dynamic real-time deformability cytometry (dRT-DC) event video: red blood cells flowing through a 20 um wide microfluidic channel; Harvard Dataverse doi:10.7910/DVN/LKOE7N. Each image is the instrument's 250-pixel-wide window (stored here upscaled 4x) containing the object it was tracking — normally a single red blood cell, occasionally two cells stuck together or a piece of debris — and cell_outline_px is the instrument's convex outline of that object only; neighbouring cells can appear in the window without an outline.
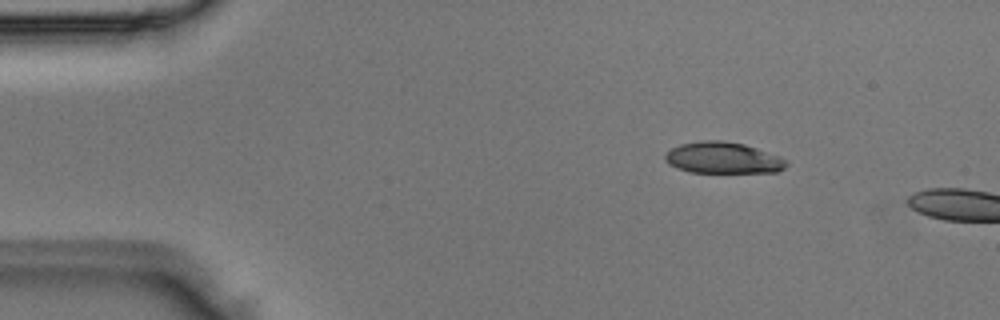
{"species": "Egyptian fruit bat (a non-hibernating species)", "species_latin": "Rousettus aegyptiacus", "temperature_condition": "room temperature", "stored_images_in_passage": 3, "camera_frame_rate_fps": 3000, "um_per_image_px": 0.085, "animal": {"sex": "male"}, "frame": {"image": 1, "passage_image": 1, "time_ms": 0.0, "image_size_px": [1000, 320], "cell_outline_px": [[788, 164], [784, 168], [776, 172], [688, 172], [676, 168], [668, 164], [664, 160], [664, 156], [672, 148], [680, 144], [704, 140], [720, 140], [744, 144], [780, 156], [788, 160]], "centroid_in_image_um": [61.45, 13.42], "position_along_channel_um": 23.6, "area_um2": 22.2}}